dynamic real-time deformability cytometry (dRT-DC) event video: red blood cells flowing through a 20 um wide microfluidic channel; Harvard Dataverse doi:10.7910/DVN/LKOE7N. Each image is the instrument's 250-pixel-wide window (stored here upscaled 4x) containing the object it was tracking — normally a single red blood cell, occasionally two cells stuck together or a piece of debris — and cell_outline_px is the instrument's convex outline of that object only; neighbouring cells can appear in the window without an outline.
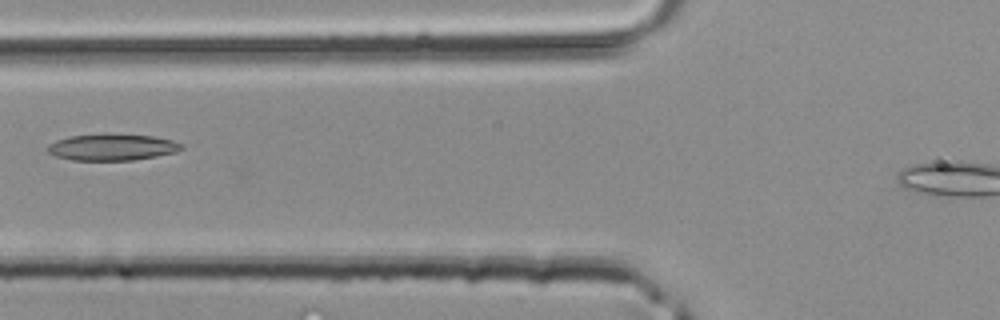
{"species": "common noctule bat (a hibernating species)", "species_latin": "Nyctalus noctula", "temperature_condition": "room temperature", "stored_images_in_passage": 39, "camera_frame_rate_fps": 3000, "um_per_image_px": 0.085, "animal": {"sex": "male", "body_mass_g": 20.4}, "frame": {"image": 1, "passage_image": 18, "time_ms": 5.667, "image_size_px": [1000, 320], "cell_outline_px": [[184, 148], [176, 152], [156, 156], [132, 160], [72, 160], [56, 156], [48, 152], [48, 144], [56, 140], [68, 136], [104, 132], [152, 136], [172, 140], [184, 144]], "centroid_in_image_um": [9.53, 12.48], "position_along_channel_um": 116.3, "area_um2": 21.1}}
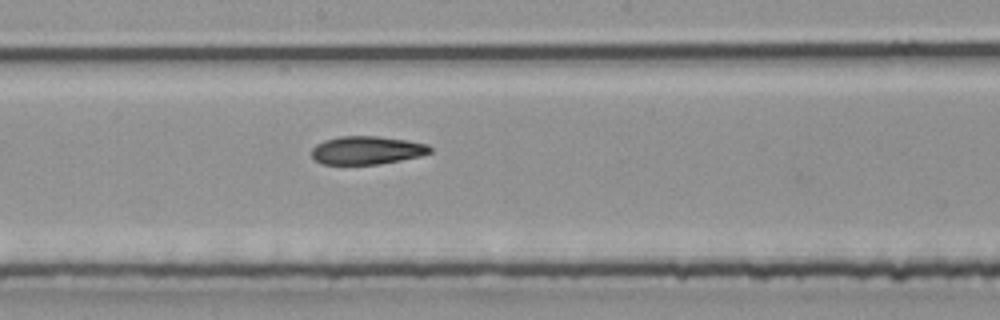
{"frame": {"image": 2, "passage_image": 24, "time_ms": 7.667, "image_size_px": [1000, 320], "cell_outline_px": [[432, 152], [420, 156], [380, 164], [320, 164], [312, 156], [312, 148], [316, 144], [324, 140], [340, 136], [376, 136], [408, 140], [428, 144], [432, 148]], "centroid_in_image_um": [31.19, 12.77], "position_along_channel_um": 217.0, "area_um2": 19.54}}
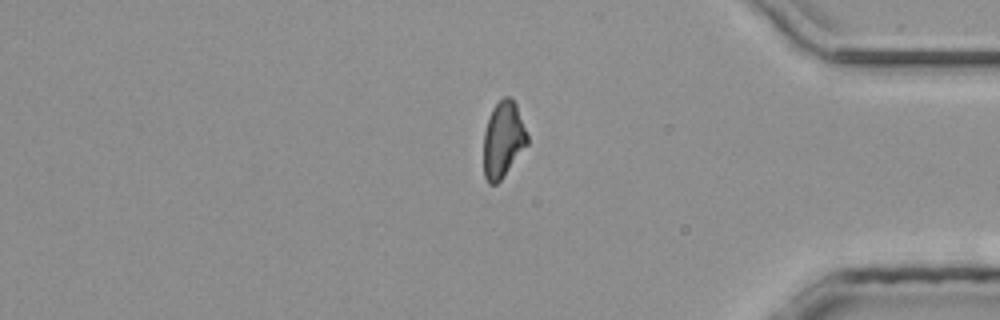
{"frame": {"image": 3, "passage_image": 36, "time_ms": 11.667, "image_size_px": [1000, 320], "cell_outline_px": [[528, 144], [504, 176], [496, 184], [488, 184], [484, 176], [484, 132], [492, 108], [504, 96], [508, 96], [516, 104], [528, 136]], "centroid_in_image_um": [42.76, 11.88], "position_along_channel_um": 392.4, "area_um2": 19.25}}